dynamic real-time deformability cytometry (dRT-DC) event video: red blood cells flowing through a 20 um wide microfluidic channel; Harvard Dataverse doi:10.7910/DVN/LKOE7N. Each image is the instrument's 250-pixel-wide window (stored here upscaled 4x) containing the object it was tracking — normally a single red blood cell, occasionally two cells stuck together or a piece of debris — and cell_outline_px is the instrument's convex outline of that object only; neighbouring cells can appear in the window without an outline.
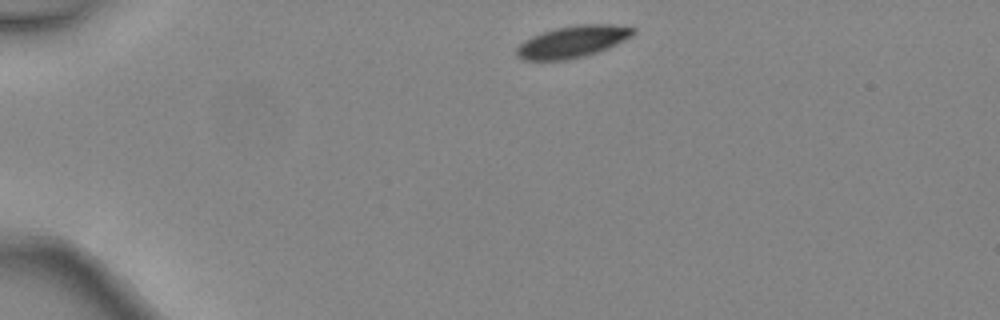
{"species": "common noctule bat (a hibernating species)", "species_latin": "Nyctalus noctula", "temperature_condition": "warm", "stored_images_in_passage": 3, "camera_frame_rate_fps": 3000, "um_per_image_px": 0.085, "animal": {"sex": "female", "body_mass_g": 24.6, "forearm_length_mm": 56.2}, "frame": {"image": 1, "passage_image": 1, "time_ms": 0.0, "image_size_px": [1000, 320], "cell_outline_px": [[636, 32], [632, 36], [608, 48], [584, 56], [568, 60], [524, 60], [516, 56], [516, 48], [524, 40], [532, 36], [556, 28], [580, 24], [612, 24], [636, 28]], "centroid_in_image_um": [48.67, 3.54], "position_along_channel_um": 36.3, "area_um2": 21.56}}
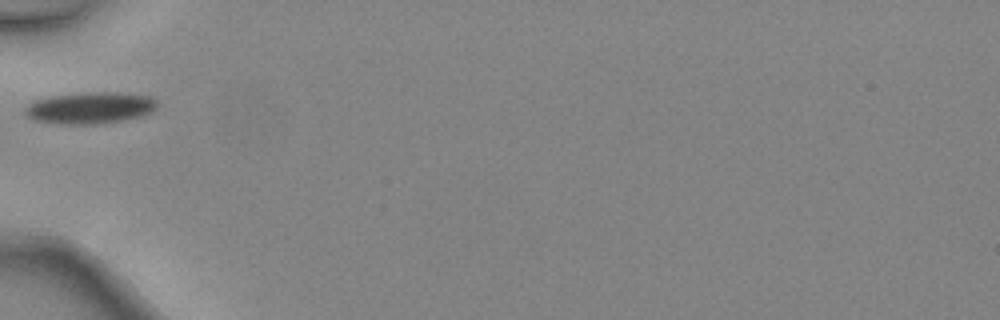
{"frame": {"image": 2, "passage_image": 3, "time_ms": 0.667, "image_size_px": [1000, 320], "cell_outline_px": [[160, 104], [152, 112], [144, 116], [128, 120], [100, 124], [56, 124], [32, 120], [24, 112], [24, 108], [28, 104], [36, 100], [52, 96], [96, 92], [116, 92], [152, 96]], "centroid_in_image_um": [7.72, 9.19], "position_along_channel_um": 77.3, "area_um2": 24.74}}